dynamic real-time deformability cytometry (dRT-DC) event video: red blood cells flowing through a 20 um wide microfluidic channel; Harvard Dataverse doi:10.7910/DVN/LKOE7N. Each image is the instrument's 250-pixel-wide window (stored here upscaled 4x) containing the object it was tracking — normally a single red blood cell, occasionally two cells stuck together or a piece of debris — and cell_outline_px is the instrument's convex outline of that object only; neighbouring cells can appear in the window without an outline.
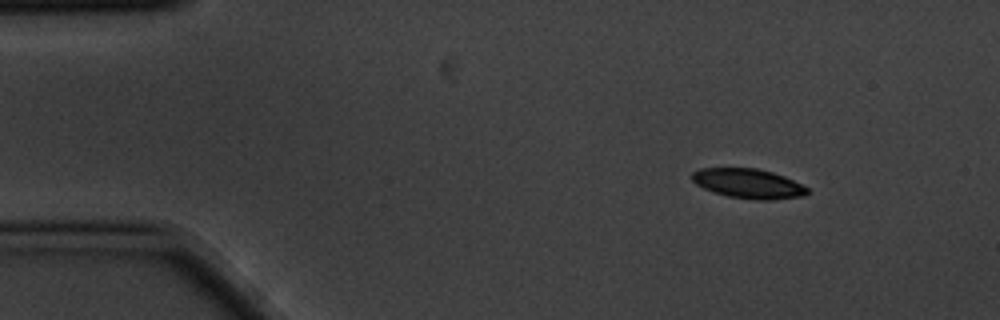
{"species": "common noctule bat (a hibernating species)", "species_latin": "Nyctalus noctula", "temperature_condition": "cold", "stored_images_in_passage": 5, "camera_frame_rate_fps": 3000, "um_per_image_px": 0.085, "animal": {"sex": "male", "body_mass_g": 20.1, "forearm_length_mm": 53.5}, "frame": {"image": 1, "passage_image": 1, "time_ms": 0.0, "image_size_px": [1000, 320], "cell_outline_px": [[808, 192], [804, 196], [772, 200], [756, 200], [728, 196], [704, 188], [696, 184], [692, 180], [692, 172], [700, 168], [756, 168], [772, 172], [784, 176], [808, 188]], "centroid_in_image_um": [63.61, 15.6], "position_along_channel_um": 21.4, "area_um2": 19.77}}
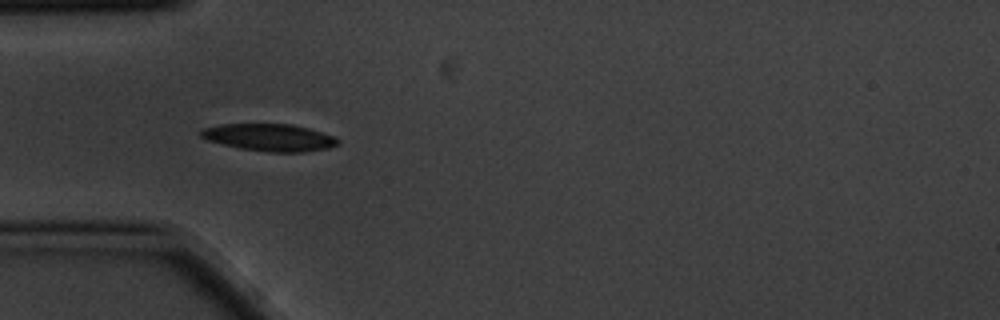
{"frame": {"image": 2, "passage_image": 4, "time_ms": 1.0, "image_size_px": [1000, 320], "cell_outline_px": [[340, 144], [328, 148], [304, 152], [268, 152], [240, 148], [204, 140], [200, 136], [200, 132], [204, 128], [220, 124], [292, 124], [308, 128], [336, 136], [340, 140]], "centroid_in_image_um": [22.93, 11.68], "position_along_channel_um": 62.1, "area_um2": 21.91}}